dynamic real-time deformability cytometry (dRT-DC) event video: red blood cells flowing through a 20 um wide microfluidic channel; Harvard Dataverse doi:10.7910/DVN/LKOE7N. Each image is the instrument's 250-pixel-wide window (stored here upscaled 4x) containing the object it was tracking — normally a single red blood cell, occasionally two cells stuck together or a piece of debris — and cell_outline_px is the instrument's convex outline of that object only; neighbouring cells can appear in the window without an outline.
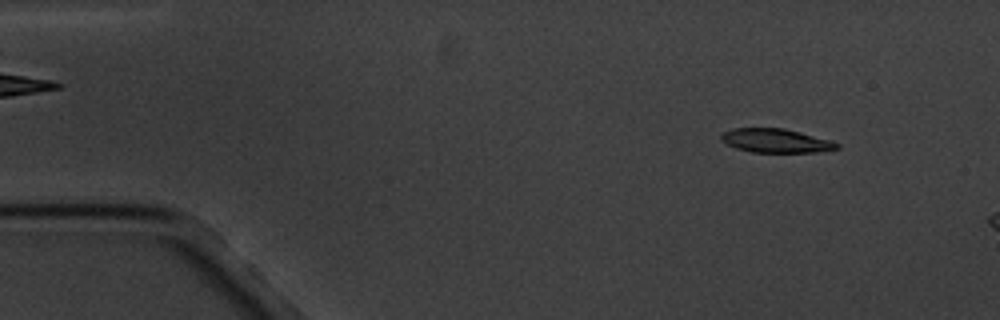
{"species": "common noctule bat (a hibernating species)", "species_latin": "Nyctalus noctula", "temperature_condition": "cold", "stored_images_in_passage": 3, "camera_frame_rate_fps": 3000, "um_per_image_px": 0.085, "animal": {"sex": "male", "body_mass_g": 20.1, "forearm_length_mm": 53.5}, "frame": {"image": 1, "passage_image": 1, "time_ms": 0.0, "image_size_px": [1000, 320], "cell_outline_px": [[840, 148], [816, 152], [752, 152], [736, 148], [720, 140], [720, 136], [724, 132], [732, 128], [784, 128], [832, 140], [840, 144]], "centroid_in_image_um": [65.96, 11.95], "position_along_channel_um": 19.0, "area_um2": 16.13}}
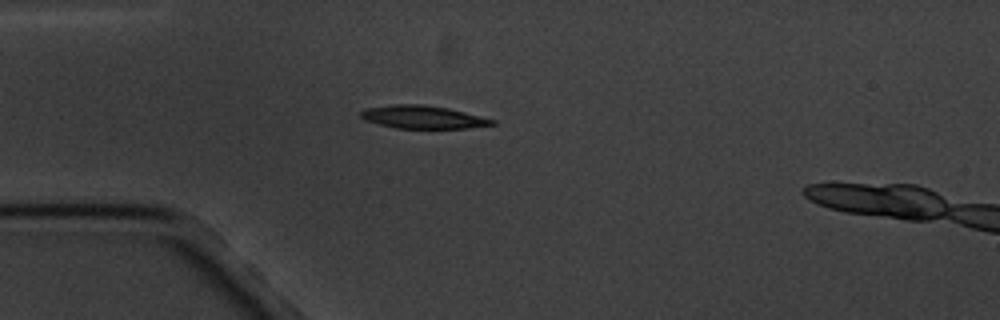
{"frame": {"image": 2, "passage_image": 3, "time_ms": 3.0, "image_size_px": [1000, 320], "cell_outline_px": [[496, 124], [468, 128], [396, 128], [364, 120], [360, 116], [360, 112], [364, 108], [392, 104], [424, 104], [448, 108], [496, 120]], "centroid_in_image_um": [35.92, 9.94], "position_along_channel_um": 49.1, "area_um2": 17.57}}